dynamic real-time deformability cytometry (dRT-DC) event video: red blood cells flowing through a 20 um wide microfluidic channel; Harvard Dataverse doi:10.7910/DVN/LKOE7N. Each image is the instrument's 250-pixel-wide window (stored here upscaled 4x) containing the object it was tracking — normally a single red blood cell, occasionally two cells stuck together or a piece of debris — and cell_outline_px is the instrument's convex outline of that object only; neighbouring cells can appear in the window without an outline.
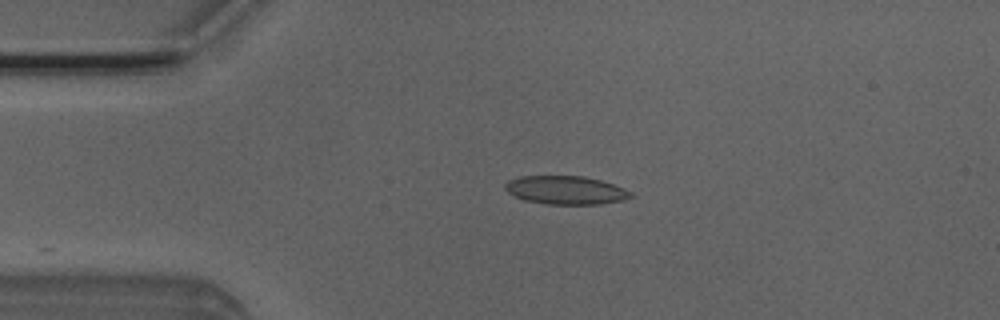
{"species": "Egyptian fruit bat (a non-hibernating species)", "species_latin": "Rousettus aegyptiacus", "temperature_condition": "room temperature", "stored_images_in_passage": 25, "camera_frame_rate_fps": 3000, "um_per_image_px": 0.085, "animal": {"sex": "male"}, "frame": {"image": 1, "passage_image": 2, "time_ms": 0.333, "image_size_px": [1000, 320], "cell_outline_px": [[636, 196], [624, 200], [600, 204], [544, 204], [524, 200], [508, 192], [504, 188], [504, 184], [508, 180], [520, 176], [584, 176], [600, 180], [624, 188], [632, 192]], "centroid_in_image_um": [48.1, 16.16], "position_along_channel_um": 36.9, "area_um2": 20.92}}
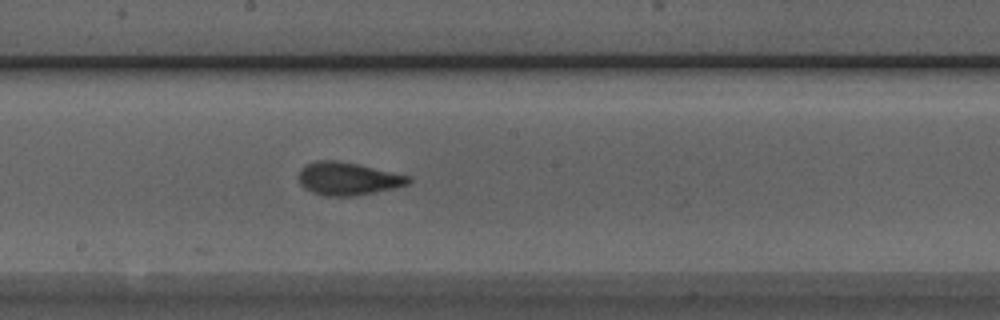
{"frame": {"image": 2, "passage_image": 18, "time_ms": 5.667, "image_size_px": [1000, 320], "cell_outline_px": [[412, 180], [408, 184], [396, 188], [356, 196], [324, 196], [312, 192], [304, 188], [300, 184], [300, 168], [304, 164], [316, 160], [336, 160], [356, 164], [412, 176]], "centroid_in_image_um": [29.58, 15.19], "position_along_channel_um": 218.6, "area_um2": 21.21}}
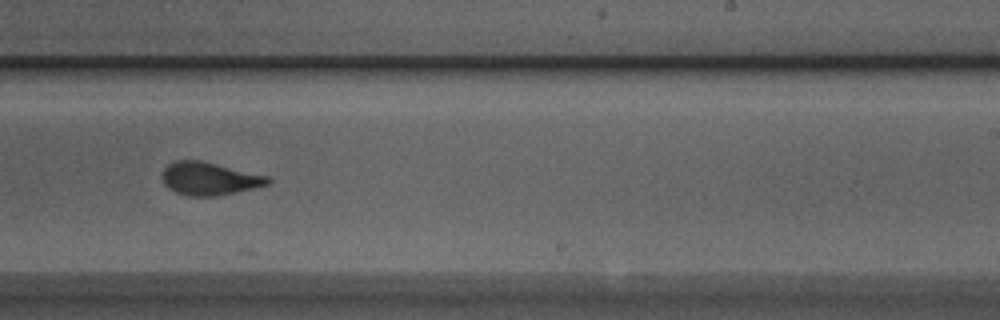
{"frame": {"image": 3, "passage_image": 22, "time_ms": 7.0, "image_size_px": [1000, 320], "cell_outline_px": [[272, 180], [268, 184], [252, 188], [216, 196], [188, 196], [176, 192], [168, 188], [164, 184], [160, 176], [164, 168], [168, 164], [176, 160], [200, 160], [268, 176]], "centroid_in_image_um": [17.74, 15.18], "position_along_channel_um": 271.3, "area_um2": 20.17}}